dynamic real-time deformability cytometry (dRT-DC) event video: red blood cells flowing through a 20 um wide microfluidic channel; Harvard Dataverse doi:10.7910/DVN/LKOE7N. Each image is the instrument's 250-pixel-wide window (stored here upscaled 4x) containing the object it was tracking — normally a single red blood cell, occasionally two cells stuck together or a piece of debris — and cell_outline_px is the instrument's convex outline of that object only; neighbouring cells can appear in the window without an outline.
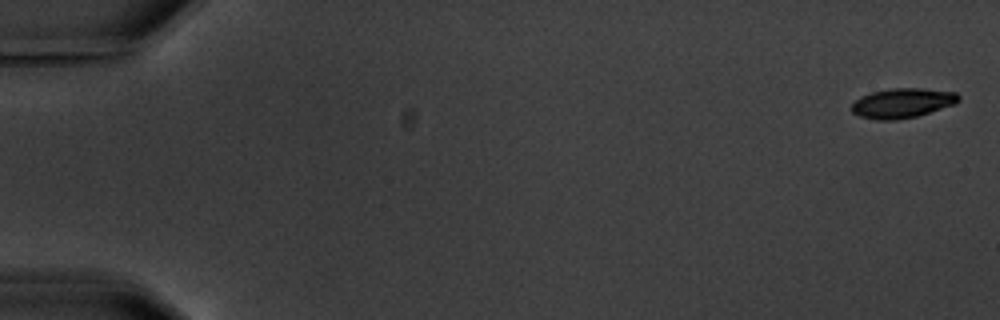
{"species": "common noctule bat (a hibernating species)", "species_latin": "Nyctalus noctula", "temperature_condition": "warm", "stored_images_in_passage": 10, "camera_frame_rate_fps": 3000, "um_per_image_px": 0.085, "animal": {"sex": "male", "body_mass_g": 20.1, "forearm_length_mm": 53.5}, "frame": {"image": 1, "passage_image": 1, "time_ms": 0.0, "image_size_px": [1000, 320], "cell_outline_px": [[960, 100], [956, 104], [916, 116], [896, 120], [876, 120], [860, 116], [852, 112], [852, 104], [860, 96], [872, 92], [892, 88], [920, 88], [956, 92], [960, 96]], "centroid_in_image_um": [76.71, 8.76], "position_along_channel_um": 8.3, "area_um2": 18.5}}
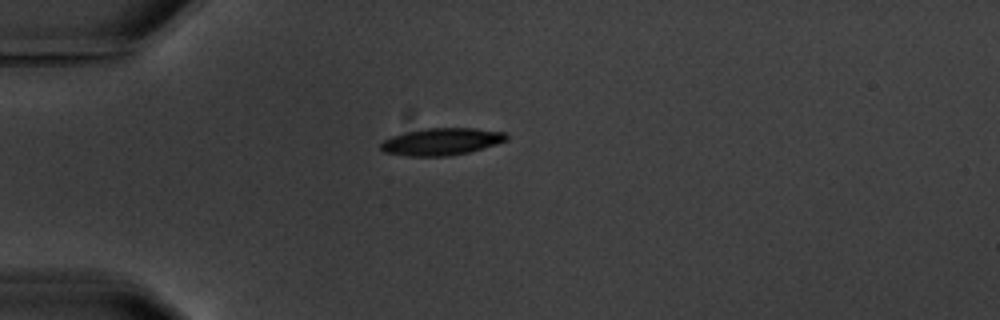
{"frame": {"image": 2, "passage_image": 5, "time_ms": 5.0, "image_size_px": [1000, 320], "cell_outline_px": [[508, 140], [496, 144], [468, 152], [448, 156], [408, 156], [384, 152], [380, 148], [380, 144], [384, 140], [392, 136], [404, 132], [424, 128], [476, 128], [508, 132]], "centroid_in_image_um": [37.55, 12.02], "position_along_channel_um": 47.5, "area_um2": 20.0}}
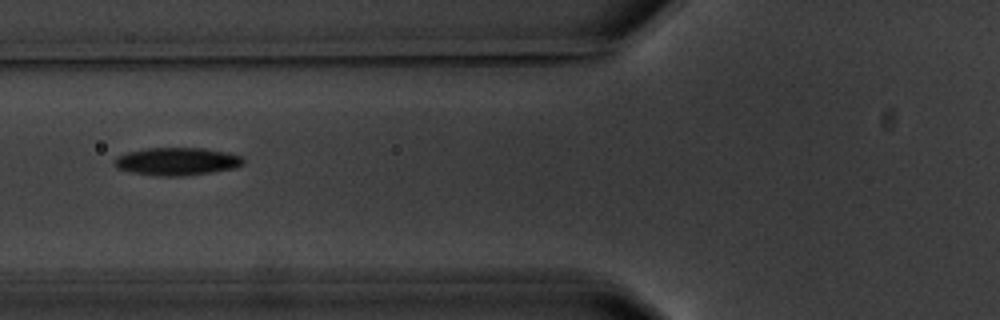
{"frame": {"image": 3, "passage_image": 7, "time_ms": 7.333, "image_size_px": [1000, 320], "cell_outline_px": [[244, 164], [236, 168], [212, 172], [180, 176], [164, 176], [132, 172], [116, 168], [112, 160], [116, 156], [128, 152], [148, 148], [204, 148], [244, 156]], "centroid_in_image_um": [15.05, 13.72], "position_along_channel_um": 110.8, "area_um2": 20.87}}